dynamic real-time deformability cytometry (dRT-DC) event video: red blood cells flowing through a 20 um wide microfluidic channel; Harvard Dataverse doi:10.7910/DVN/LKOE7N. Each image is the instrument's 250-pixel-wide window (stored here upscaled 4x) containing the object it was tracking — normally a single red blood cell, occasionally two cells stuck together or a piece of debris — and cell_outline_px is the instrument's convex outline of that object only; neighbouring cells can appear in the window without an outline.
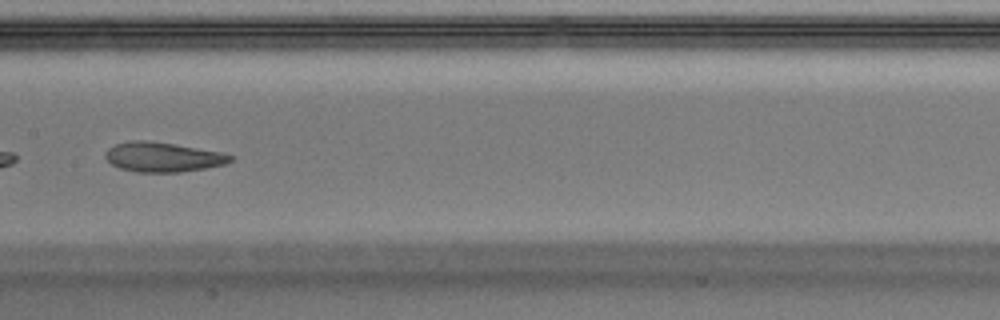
{"species": "Egyptian fruit bat (a non-hibernating species)", "species_latin": "Rousettus aegyptiacus", "temperature_condition": "warm", "stored_images_in_passage": 41, "camera_frame_rate_fps": 3000, "um_per_image_px": 0.085, "animal": {"sex": "male"}, "frame": {"image": 1, "passage_image": 18, "time_ms": 5.667, "image_size_px": [1000, 320], "cell_outline_px": [[236, 156], [232, 160], [224, 164], [204, 168], [180, 172], [136, 172], [120, 168], [112, 164], [104, 156], [104, 152], [108, 148], [116, 144], [128, 140], [148, 140], [220, 152]], "centroid_in_image_um": [13.8, 13.34], "position_along_channel_um": 193.6, "area_um2": 21.5}, "authors_computed_cell_mechanics": {"area_um2": 24.0448, "velocity_mm_per_s": 4.074, "shape_relaxation_time_tau1_ms": 4.7098, "shape_relaxation_time_tau2_ms": 1.062, "deformation_change_tau1": 0.177, "deformation_change_tau2": 0.0865}}